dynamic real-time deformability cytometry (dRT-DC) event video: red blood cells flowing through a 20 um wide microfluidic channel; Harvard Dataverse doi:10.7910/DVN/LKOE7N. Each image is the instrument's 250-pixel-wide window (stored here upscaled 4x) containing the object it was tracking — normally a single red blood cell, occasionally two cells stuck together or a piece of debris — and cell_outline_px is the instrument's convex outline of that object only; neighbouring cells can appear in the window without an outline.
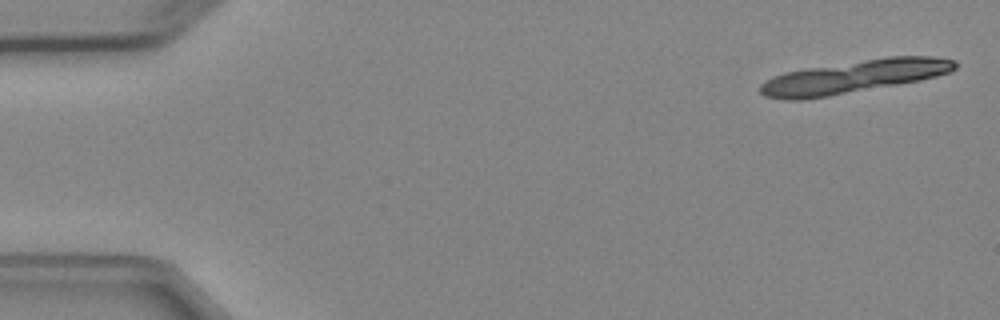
{"species": "Egyptian fruit bat (a non-hibernating species)", "species_latin": "Rousettus aegyptiacus", "temperature_condition": "cold", "stored_images_in_passage": 5, "segment_of_instrument_passage": [1, 2], "camera_frame_rate_fps": 3000, "um_per_image_px": 0.085, "animal": {"sex": "female"}, "frame": {"image": 1, "passage_image": 1, "time_ms": 0.0, "image_size_px": [1000, 320], "cell_outline_px": [[956, 68], [948, 72], [936, 76], [920, 80], [828, 96], [800, 100], [784, 100], [764, 96], [760, 92], [760, 84], [764, 80], [784, 72], [808, 68], [888, 56], [932, 56], [956, 60]], "centroid_in_image_um": [72.55, 6.51], "position_along_channel_um": 12.4, "area_um2": 37.05}}